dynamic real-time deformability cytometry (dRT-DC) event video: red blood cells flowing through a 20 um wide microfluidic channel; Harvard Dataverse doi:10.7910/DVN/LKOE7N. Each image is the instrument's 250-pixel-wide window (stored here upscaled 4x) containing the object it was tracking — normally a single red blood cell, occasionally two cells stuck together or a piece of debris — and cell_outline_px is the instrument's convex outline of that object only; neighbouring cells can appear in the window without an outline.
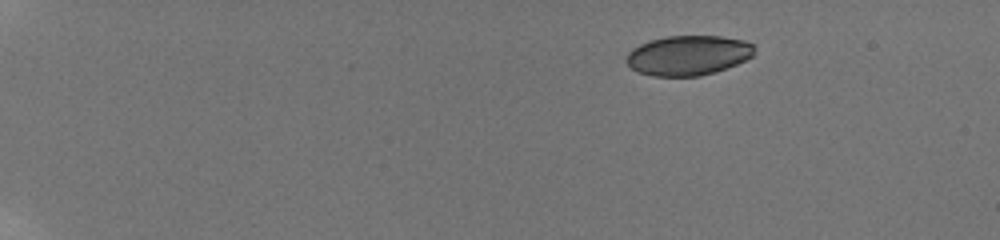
{"species": "human", "species_latin": "Homo sapiens", "temperature_condition": "room temperature", "stored_images_in_passage": 9, "camera_frame_rate_fps": 3000, "um_per_image_px": 0.085, "donor": {"sex": "male"}, "frame": {"image": 1, "passage_image": 1, "time_ms": 0.0, "image_size_px": [1000, 240], "cell_outline_px": [[756, 48], [752, 56], [736, 64], [716, 72], [700, 76], [652, 76], [636, 72], [624, 60], [628, 52], [632, 48], [640, 44], [664, 36], [720, 36], [744, 40], [756, 44]], "centroid_in_image_um": [58.49, 4.7], "position_along_channel_um": 26.5, "area_um2": 30.0}}
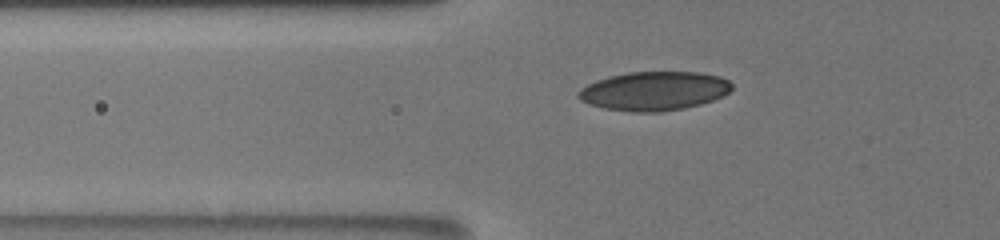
{"frame": {"image": 2, "passage_image": 7, "time_ms": 4.667, "image_size_px": [1000, 240], "cell_outline_px": [[732, 88], [724, 96], [700, 104], [684, 108], [660, 112], [632, 112], [604, 108], [588, 104], [580, 100], [576, 96], [576, 92], [580, 88], [596, 80], [608, 76], [628, 72], [700, 72], [720, 76], [728, 80], [732, 84]], "centroid_in_image_um": [55.57, 7.73], "position_along_channel_um": 70.2, "area_um2": 35.08}}